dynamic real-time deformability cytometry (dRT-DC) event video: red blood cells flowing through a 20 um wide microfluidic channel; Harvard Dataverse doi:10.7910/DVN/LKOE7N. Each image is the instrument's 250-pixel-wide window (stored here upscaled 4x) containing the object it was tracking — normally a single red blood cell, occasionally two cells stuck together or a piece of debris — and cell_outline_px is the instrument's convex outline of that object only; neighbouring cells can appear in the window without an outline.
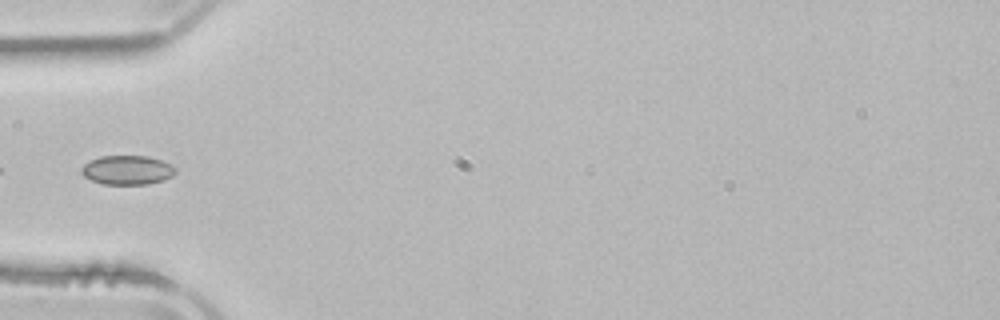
{"species": "common noctule bat (a hibernating species)", "species_latin": "Nyctalus noctula", "temperature_condition": "room temperature", "stored_images_in_passage": 5, "segment_of_instrument_passage": [2, 2], "camera_frame_rate_fps": 3000, "um_per_image_px": 0.085, "animal": {"sex": "male", "body_mass_g": 21.5, "forearm_length_mm": 52.0}, "frame": {"image": 1, "passage_image": 5, "time_ms": 5.333, "image_size_px": [1000, 320], "cell_outline_px": [[176, 172], [172, 176], [164, 180], [148, 184], [104, 184], [92, 180], [84, 176], [80, 172], [80, 168], [84, 164], [100, 156], [148, 156], [172, 164], [176, 168]], "centroid_in_image_um": [10.83, 14.45], "position_along_channel_um": 74.2, "area_um2": 16.01}}